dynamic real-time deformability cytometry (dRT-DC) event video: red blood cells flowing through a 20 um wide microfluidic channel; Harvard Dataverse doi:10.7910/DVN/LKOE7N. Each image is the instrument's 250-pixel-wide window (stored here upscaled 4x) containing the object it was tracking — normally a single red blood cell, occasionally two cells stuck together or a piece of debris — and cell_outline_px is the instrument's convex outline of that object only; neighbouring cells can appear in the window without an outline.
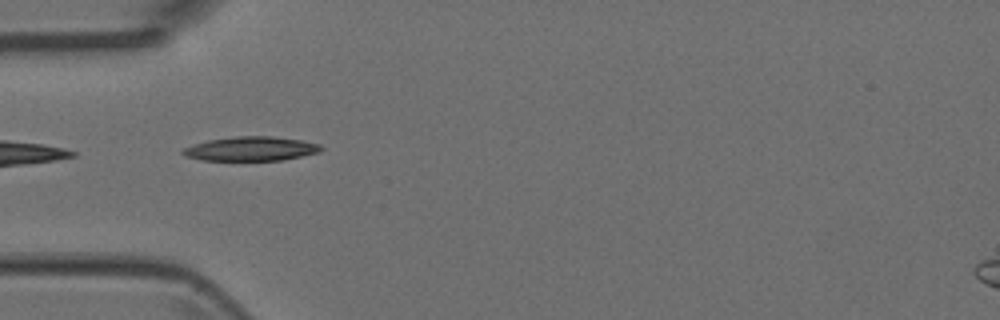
{"species": "Egyptian fruit bat (a non-hibernating species)", "species_latin": "Rousettus aegyptiacus", "temperature_condition": "room temperature", "stored_images_in_passage": 6, "segment_of_instrument_passage": [2, 2], "camera_frame_rate_fps": 3000, "um_per_image_px": 0.085, "animal": {"sex": "female"}, "frame": {"image": 1, "passage_image": 3, "time_ms": 0.667, "image_size_px": [1000, 320], "cell_outline_px": [[324, 148], [320, 152], [280, 160], [200, 160], [184, 156], [180, 152], [184, 148], [208, 140], [236, 136], [272, 136], [300, 140], [320, 144]], "centroid_in_image_um": [21.33, 12.64], "position_along_channel_um": 63.7, "area_um2": 19.36}}
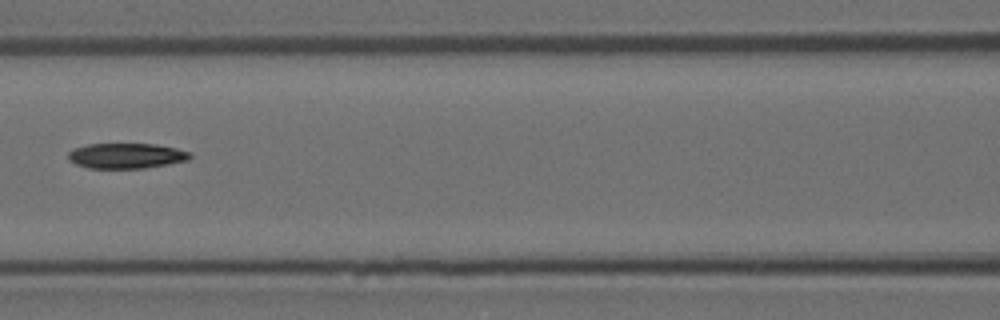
{"frame": {"image": 2, "passage_image": 5, "time_ms": 1.333, "image_size_px": [1000, 320], "cell_outline_px": [[192, 156], [188, 160], [168, 164], [144, 168], [88, 168], [76, 164], [68, 160], [68, 152], [72, 148], [88, 144], [156, 144], [176, 148], [192, 152]], "centroid_in_image_um": [10.73, 13.24], "position_along_channel_um": 155.9, "area_um2": 18.09}}
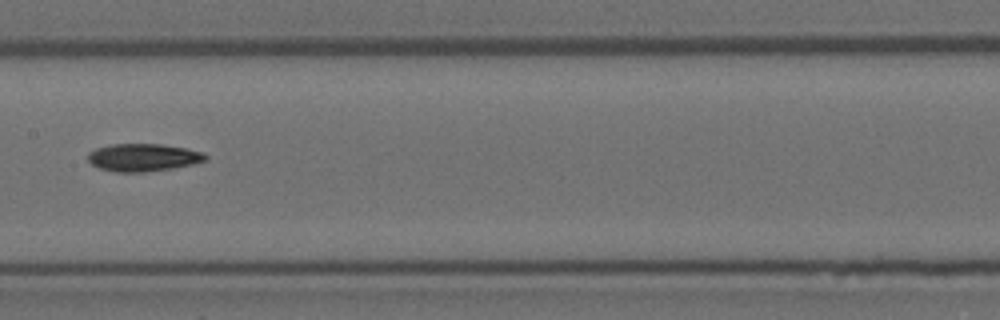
{"frame": {"image": 3, "passage_image": 6, "time_ms": 1.667, "image_size_px": [1000, 320], "cell_outline_px": [[208, 160], [192, 164], [172, 168], [144, 172], [116, 172], [100, 168], [92, 164], [88, 160], [88, 152], [96, 148], [112, 144], [160, 144], [184, 148], [200, 152], [208, 156]], "centroid_in_image_um": [12.15, 13.38], "position_along_channel_um": 195.3, "area_um2": 18.79}}